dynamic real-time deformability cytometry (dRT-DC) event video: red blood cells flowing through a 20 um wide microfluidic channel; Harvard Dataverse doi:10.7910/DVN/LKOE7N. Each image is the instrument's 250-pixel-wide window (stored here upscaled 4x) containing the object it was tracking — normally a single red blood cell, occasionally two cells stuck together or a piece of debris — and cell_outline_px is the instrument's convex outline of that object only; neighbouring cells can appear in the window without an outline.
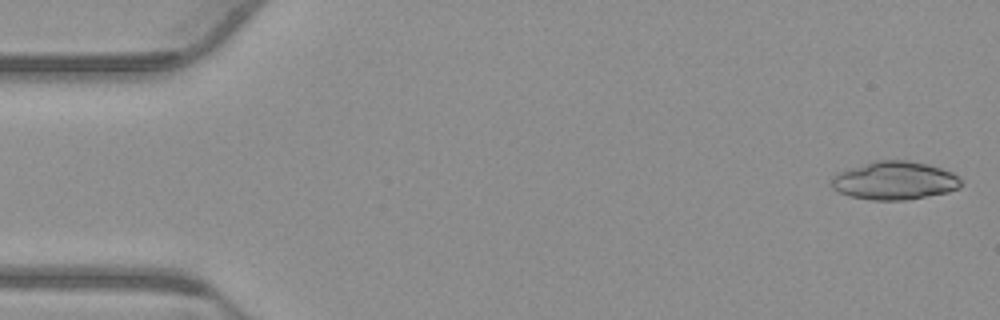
{"species": "common noctule bat (a hibernating species)", "species_latin": "Nyctalus noctula", "temperature_condition": "warm", "stored_images_in_passage": 53, "camera_frame_rate_fps": 3000, "um_per_image_px": 0.085, "animal": {"sex": "male", "body_mass_g": 23.1, "forearm_length_mm": 52.7}, "frame": {"image": 1, "passage_image": 1, "time_ms": 0.0, "image_size_px": [1000, 320], "cell_outline_px": [[964, 184], [960, 188], [948, 192], [904, 200], [872, 200], [848, 196], [832, 188], [832, 176], [836, 172], [872, 160], [908, 160], [928, 164], [952, 172], [960, 176]], "centroid_in_image_um": [76.04, 15.34], "position_along_channel_um": 9.0, "area_um2": 29.3}}
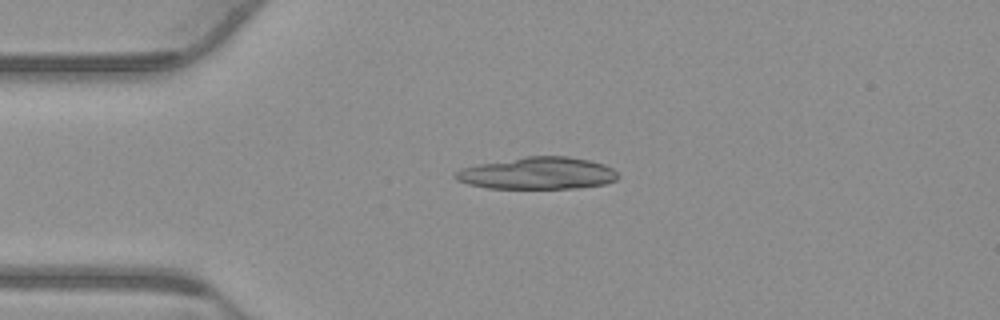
{"frame": {"image": 2, "passage_image": 12, "time_ms": 3.667, "image_size_px": [1000, 320], "cell_outline_px": [[620, 176], [616, 180], [604, 184], [576, 188], [488, 188], [468, 184], [456, 180], [452, 176], [460, 168], [480, 164], [524, 156], [568, 156], [592, 160], [604, 164], [612, 168]], "centroid_in_image_um": [45.7, 14.72], "position_along_channel_um": 39.3, "area_um2": 30.52}}